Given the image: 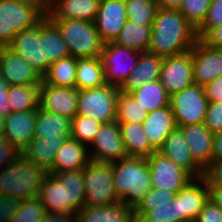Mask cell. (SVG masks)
I'll list each match as a JSON object with an SVG mask.
<instances>
[{"instance_id":"e0dca14e","label":"cell","mask_w":222,"mask_h":222,"mask_svg":"<svg viewBox=\"0 0 222 222\" xmlns=\"http://www.w3.org/2000/svg\"><path fill=\"white\" fill-rule=\"evenodd\" d=\"M127 20L125 0H101L94 24L102 42H114Z\"/></svg>"},{"instance_id":"603a6c76","label":"cell","mask_w":222,"mask_h":222,"mask_svg":"<svg viewBox=\"0 0 222 222\" xmlns=\"http://www.w3.org/2000/svg\"><path fill=\"white\" fill-rule=\"evenodd\" d=\"M142 124L148 142L156 151L163 146L166 137L177 127L170 105L149 112Z\"/></svg>"},{"instance_id":"7dc6e473","label":"cell","mask_w":222,"mask_h":222,"mask_svg":"<svg viewBox=\"0 0 222 222\" xmlns=\"http://www.w3.org/2000/svg\"><path fill=\"white\" fill-rule=\"evenodd\" d=\"M22 154L7 139L0 137V170L9 166Z\"/></svg>"},{"instance_id":"9f6ffc18","label":"cell","mask_w":222,"mask_h":222,"mask_svg":"<svg viewBox=\"0 0 222 222\" xmlns=\"http://www.w3.org/2000/svg\"><path fill=\"white\" fill-rule=\"evenodd\" d=\"M222 161V131L214 134L213 139V160L212 162Z\"/></svg>"},{"instance_id":"f5cc1de1","label":"cell","mask_w":222,"mask_h":222,"mask_svg":"<svg viewBox=\"0 0 222 222\" xmlns=\"http://www.w3.org/2000/svg\"><path fill=\"white\" fill-rule=\"evenodd\" d=\"M204 177L208 185H222V161L212 162L205 170Z\"/></svg>"},{"instance_id":"4316f807","label":"cell","mask_w":222,"mask_h":222,"mask_svg":"<svg viewBox=\"0 0 222 222\" xmlns=\"http://www.w3.org/2000/svg\"><path fill=\"white\" fill-rule=\"evenodd\" d=\"M90 161L88 146L69 137L56 153L53 172L80 170Z\"/></svg>"},{"instance_id":"f907efd6","label":"cell","mask_w":222,"mask_h":222,"mask_svg":"<svg viewBox=\"0 0 222 222\" xmlns=\"http://www.w3.org/2000/svg\"><path fill=\"white\" fill-rule=\"evenodd\" d=\"M194 222H222V209L209 199Z\"/></svg>"},{"instance_id":"7bdbcfd3","label":"cell","mask_w":222,"mask_h":222,"mask_svg":"<svg viewBox=\"0 0 222 222\" xmlns=\"http://www.w3.org/2000/svg\"><path fill=\"white\" fill-rule=\"evenodd\" d=\"M46 213L39 197L22 200L20 208L9 222H40Z\"/></svg>"},{"instance_id":"7c38bea8","label":"cell","mask_w":222,"mask_h":222,"mask_svg":"<svg viewBox=\"0 0 222 222\" xmlns=\"http://www.w3.org/2000/svg\"><path fill=\"white\" fill-rule=\"evenodd\" d=\"M88 151L90 159L95 162L112 163L127 157L119 123L102 124Z\"/></svg>"},{"instance_id":"4fadbf2b","label":"cell","mask_w":222,"mask_h":222,"mask_svg":"<svg viewBox=\"0 0 222 222\" xmlns=\"http://www.w3.org/2000/svg\"><path fill=\"white\" fill-rule=\"evenodd\" d=\"M209 200L206 178H194L176 193L177 216L181 222H194Z\"/></svg>"},{"instance_id":"6f0895ef","label":"cell","mask_w":222,"mask_h":222,"mask_svg":"<svg viewBox=\"0 0 222 222\" xmlns=\"http://www.w3.org/2000/svg\"><path fill=\"white\" fill-rule=\"evenodd\" d=\"M209 199L222 209V185H208Z\"/></svg>"},{"instance_id":"1f68e13d","label":"cell","mask_w":222,"mask_h":222,"mask_svg":"<svg viewBox=\"0 0 222 222\" xmlns=\"http://www.w3.org/2000/svg\"><path fill=\"white\" fill-rule=\"evenodd\" d=\"M105 83V72L100 56L77 58L75 87L79 91L93 89Z\"/></svg>"},{"instance_id":"9a60e30c","label":"cell","mask_w":222,"mask_h":222,"mask_svg":"<svg viewBox=\"0 0 222 222\" xmlns=\"http://www.w3.org/2000/svg\"><path fill=\"white\" fill-rule=\"evenodd\" d=\"M78 95L76 87L48 85L42 80L39 107L73 119L77 115Z\"/></svg>"},{"instance_id":"681fc988","label":"cell","mask_w":222,"mask_h":222,"mask_svg":"<svg viewBox=\"0 0 222 222\" xmlns=\"http://www.w3.org/2000/svg\"><path fill=\"white\" fill-rule=\"evenodd\" d=\"M222 25V0H211L207 17L199 28H214Z\"/></svg>"},{"instance_id":"30bf717a","label":"cell","mask_w":222,"mask_h":222,"mask_svg":"<svg viewBox=\"0 0 222 222\" xmlns=\"http://www.w3.org/2000/svg\"><path fill=\"white\" fill-rule=\"evenodd\" d=\"M151 172V188L177 193L194 178L183 168L156 151L147 158Z\"/></svg>"},{"instance_id":"b9f144b4","label":"cell","mask_w":222,"mask_h":222,"mask_svg":"<svg viewBox=\"0 0 222 222\" xmlns=\"http://www.w3.org/2000/svg\"><path fill=\"white\" fill-rule=\"evenodd\" d=\"M211 0H183L181 14L197 30L205 21Z\"/></svg>"},{"instance_id":"7a4b0ae2","label":"cell","mask_w":222,"mask_h":222,"mask_svg":"<svg viewBox=\"0 0 222 222\" xmlns=\"http://www.w3.org/2000/svg\"><path fill=\"white\" fill-rule=\"evenodd\" d=\"M112 175L117 197L132 209L151 189V172L146 158L127 156L112 162Z\"/></svg>"},{"instance_id":"db71d44e","label":"cell","mask_w":222,"mask_h":222,"mask_svg":"<svg viewBox=\"0 0 222 222\" xmlns=\"http://www.w3.org/2000/svg\"><path fill=\"white\" fill-rule=\"evenodd\" d=\"M8 89L9 84L7 81L1 76L0 73V115L8 116L12 111L11 107L8 104Z\"/></svg>"},{"instance_id":"94428289","label":"cell","mask_w":222,"mask_h":222,"mask_svg":"<svg viewBox=\"0 0 222 222\" xmlns=\"http://www.w3.org/2000/svg\"><path fill=\"white\" fill-rule=\"evenodd\" d=\"M4 124H5V117L0 115V137L4 136Z\"/></svg>"},{"instance_id":"ee69618b","label":"cell","mask_w":222,"mask_h":222,"mask_svg":"<svg viewBox=\"0 0 222 222\" xmlns=\"http://www.w3.org/2000/svg\"><path fill=\"white\" fill-rule=\"evenodd\" d=\"M136 222H181L177 216L176 194L167 206L153 207L146 211Z\"/></svg>"},{"instance_id":"c3c4849f","label":"cell","mask_w":222,"mask_h":222,"mask_svg":"<svg viewBox=\"0 0 222 222\" xmlns=\"http://www.w3.org/2000/svg\"><path fill=\"white\" fill-rule=\"evenodd\" d=\"M21 202L19 198L0 196V222H9L20 208Z\"/></svg>"},{"instance_id":"816d5d0a","label":"cell","mask_w":222,"mask_h":222,"mask_svg":"<svg viewBox=\"0 0 222 222\" xmlns=\"http://www.w3.org/2000/svg\"><path fill=\"white\" fill-rule=\"evenodd\" d=\"M205 96L209 102L222 100V75L204 86Z\"/></svg>"},{"instance_id":"5b68a950","label":"cell","mask_w":222,"mask_h":222,"mask_svg":"<svg viewBox=\"0 0 222 222\" xmlns=\"http://www.w3.org/2000/svg\"><path fill=\"white\" fill-rule=\"evenodd\" d=\"M46 15L36 6L18 0L0 1V47H8L14 36L38 25Z\"/></svg>"},{"instance_id":"44dd1931","label":"cell","mask_w":222,"mask_h":222,"mask_svg":"<svg viewBox=\"0 0 222 222\" xmlns=\"http://www.w3.org/2000/svg\"><path fill=\"white\" fill-rule=\"evenodd\" d=\"M193 160L205 171L213 160L214 134L203 124L179 127Z\"/></svg>"},{"instance_id":"ab89813d","label":"cell","mask_w":222,"mask_h":222,"mask_svg":"<svg viewBox=\"0 0 222 222\" xmlns=\"http://www.w3.org/2000/svg\"><path fill=\"white\" fill-rule=\"evenodd\" d=\"M101 123L92 118L76 115L72 119L71 138L89 146L100 130Z\"/></svg>"},{"instance_id":"ac0fdd59","label":"cell","mask_w":222,"mask_h":222,"mask_svg":"<svg viewBox=\"0 0 222 222\" xmlns=\"http://www.w3.org/2000/svg\"><path fill=\"white\" fill-rule=\"evenodd\" d=\"M0 73L9 85H41L42 76L8 47H0Z\"/></svg>"},{"instance_id":"f546056e","label":"cell","mask_w":222,"mask_h":222,"mask_svg":"<svg viewBox=\"0 0 222 222\" xmlns=\"http://www.w3.org/2000/svg\"><path fill=\"white\" fill-rule=\"evenodd\" d=\"M65 142L66 141H44L42 137H33L22 154L30 162L51 174L53 173L56 153Z\"/></svg>"},{"instance_id":"d6a6232c","label":"cell","mask_w":222,"mask_h":222,"mask_svg":"<svg viewBox=\"0 0 222 222\" xmlns=\"http://www.w3.org/2000/svg\"><path fill=\"white\" fill-rule=\"evenodd\" d=\"M51 174L66 187L68 209L73 213L80 211L84 206V168Z\"/></svg>"},{"instance_id":"8992f818","label":"cell","mask_w":222,"mask_h":222,"mask_svg":"<svg viewBox=\"0 0 222 222\" xmlns=\"http://www.w3.org/2000/svg\"><path fill=\"white\" fill-rule=\"evenodd\" d=\"M119 201L113 184L112 163L91 160L84 167V206L100 207Z\"/></svg>"},{"instance_id":"83f0119b","label":"cell","mask_w":222,"mask_h":222,"mask_svg":"<svg viewBox=\"0 0 222 222\" xmlns=\"http://www.w3.org/2000/svg\"><path fill=\"white\" fill-rule=\"evenodd\" d=\"M119 128L127 156L147 159L156 152L147 140L143 124L119 123Z\"/></svg>"},{"instance_id":"2e32d148","label":"cell","mask_w":222,"mask_h":222,"mask_svg":"<svg viewBox=\"0 0 222 222\" xmlns=\"http://www.w3.org/2000/svg\"><path fill=\"white\" fill-rule=\"evenodd\" d=\"M191 51L194 84L204 87L222 75V49L208 47L197 39Z\"/></svg>"},{"instance_id":"11a10c76","label":"cell","mask_w":222,"mask_h":222,"mask_svg":"<svg viewBox=\"0 0 222 222\" xmlns=\"http://www.w3.org/2000/svg\"><path fill=\"white\" fill-rule=\"evenodd\" d=\"M40 222H76V213H50L46 212Z\"/></svg>"},{"instance_id":"f35d334b","label":"cell","mask_w":222,"mask_h":222,"mask_svg":"<svg viewBox=\"0 0 222 222\" xmlns=\"http://www.w3.org/2000/svg\"><path fill=\"white\" fill-rule=\"evenodd\" d=\"M127 19L152 26L158 9L154 0H125Z\"/></svg>"},{"instance_id":"f1b7e54d","label":"cell","mask_w":222,"mask_h":222,"mask_svg":"<svg viewBox=\"0 0 222 222\" xmlns=\"http://www.w3.org/2000/svg\"><path fill=\"white\" fill-rule=\"evenodd\" d=\"M44 75L52 63L70 56L68 45L58 28L47 18L43 19Z\"/></svg>"},{"instance_id":"680465c9","label":"cell","mask_w":222,"mask_h":222,"mask_svg":"<svg viewBox=\"0 0 222 222\" xmlns=\"http://www.w3.org/2000/svg\"><path fill=\"white\" fill-rule=\"evenodd\" d=\"M157 7L163 10H180L183 0H154Z\"/></svg>"},{"instance_id":"e575fe53","label":"cell","mask_w":222,"mask_h":222,"mask_svg":"<svg viewBox=\"0 0 222 222\" xmlns=\"http://www.w3.org/2000/svg\"><path fill=\"white\" fill-rule=\"evenodd\" d=\"M151 30L152 26L127 20L114 43L138 52H147L151 41Z\"/></svg>"},{"instance_id":"bcb514c9","label":"cell","mask_w":222,"mask_h":222,"mask_svg":"<svg viewBox=\"0 0 222 222\" xmlns=\"http://www.w3.org/2000/svg\"><path fill=\"white\" fill-rule=\"evenodd\" d=\"M197 38L206 46L222 49V25L214 28H198Z\"/></svg>"},{"instance_id":"d6986e66","label":"cell","mask_w":222,"mask_h":222,"mask_svg":"<svg viewBox=\"0 0 222 222\" xmlns=\"http://www.w3.org/2000/svg\"><path fill=\"white\" fill-rule=\"evenodd\" d=\"M37 110L11 112L5 116L4 138L23 152L34 137Z\"/></svg>"},{"instance_id":"ba28073f","label":"cell","mask_w":222,"mask_h":222,"mask_svg":"<svg viewBox=\"0 0 222 222\" xmlns=\"http://www.w3.org/2000/svg\"><path fill=\"white\" fill-rule=\"evenodd\" d=\"M208 99L204 87L193 84L170 96V106L176 126L198 125L205 122Z\"/></svg>"},{"instance_id":"836d02e7","label":"cell","mask_w":222,"mask_h":222,"mask_svg":"<svg viewBox=\"0 0 222 222\" xmlns=\"http://www.w3.org/2000/svg\"><path fill=\"white\" fill-rule=\"evenodd\" d=\"M129 94L148 113L170 105V96L159 80L146 83Z\"/></svg>"},{"instance_id":"8d00e7d4","label":"cell","mask_w":222,"mask_h":222,"mask_svg":"<svg viewBox=\"0 0 222 222\" xmlns=\"http://www.w3.org/2000/svg\"><path fill=\"white\" fill-rule=\"evenodd\" d=\"M77 58L67 56L52 63L42 80L53 86L75 87Z\"/></svg>"},{"instance_id":"60d3db41","label":"cell","mask_w":222,"mask_h":222,"mask_svg":"<svg viewBox=\"0 0 222 222\" xmlns=\"http://www.w3.org/2000/svg\"><path fill=\"white\" fill-rule=\"evenodd\" d=\"M175 193L164 189L151 188L133 209L136 221L146 212L153 210V207L167 206L174 198Z\"/></svg>"},{"instance_id":"8fae6325","label":"cell","mask_w":222,"mask_h":222,"mask_svg":"<svg viewBox=\"0 0 222 222\" xmlns=\"http://www.w3.org/2000/svg\"><path fill=\"white\" fill-rule=\"evenodd\" d=\"M159 81L169 96L194 84L192 51L164 57Z\"/></svg>"},{"instance_id":"74e56055","label":"cell","mask_w":222,"mask_h":222,"mask_svg":"<svg viewBox=\"0 0 222 222\" xmlns=\"http://www.w3.org/2000/svg\"><path fill=\"white\" fill-rule=\"evenodd\" d=\"M147 114L148 112L129 93L119 92L116 108V121L118 123L142 124Z\"/></svg>"},{"instance_id":"cb8c5ba5","label":"cell","mask_w":222,"mask_h":222,"mask_svg":"<svg viewBox=\"0 0 222 222\" xmlns=\"http://www.w3.org/2000/svg\"><path fill=\"white\" fill-rule=\"evenodd\" d=\"M72 119L40 107L37 109L34 137L44 141H67L71 136Z\"/></svg>"},{"instance_id":"484cf974","label":"cell","mask_w":222,"mask_h":222,"mask_svg":"<svg viewBox=\"0 0 222 222\" xmlns=\"http://www.w3.org/2000/svg\"><path fill=\"white\" fill-rule=\"evenodd\" d=\"M76 222H136L133 209L121 201L114 204L87 207L76 213Z\"/></svg>"},{"instance_id":"d590c367","label":"cell","mask_w":222,"mask_h":222,"mask_svg":"<svg viewBox=\"0 0 222 222\" xmlns=\"http://www.w3.org/2000/svg\"><path fill=\"white\" fill-rule=\"evenodd\" d=\"M7 97L12 112L37 110L40 85H9Z\"/></svg>"},{"instance_id":"277c9868","label":"cell","mask_w":222,"mask_h":222,"mask_svg":"<svg viewBox=\"0 0 222 222\" xmlns=\"http://www.w3.org/2000/svg\"><path fill=\"white\" fill-rule=\"evenodd\" d=\"M68 45L70 56L93 58L101 55L103 45L94 22L82 20H50Z\"/></svg>"},{"instance_id":"9c48e42d","label":"cell","mask_w":222,"mask_h":222,"mask_svg":"<svg viewBox=\"0 0 222 222\" xmlns=\"http://www.w3.org/2000/svg\"><path fill=\"white\" fill-rule=\"evenodd\" d=\"M140 53L114 42L104 44L100 58L105 72V82L121 88L136 67Z\"/></svg>"},{"instance_id":"4dcf8cb0","label":"cell","mask_w":222,"mask_h":222,"mask_svg":"<svg viewBox=\"0 0 222 222\" xmlns=\"http://www.w3.org/2000/svg\"><path fill=\"white\" fill-rule=\"evenodd\" d=\"M38 197L45 211L50 213L71 212L68 209L67 192L64 183H60L52 174H48L40 187Z\"/></svg>"},{"instance_id":"3957f363","label":"cell","mask_w":222,"mask_h":222,"mask_svg":"<svg viewBox=\"0 0 222 222\" xmlns=\"http://www.w3.org/2000/svg\"><path fill=\"white\" fill-rule=\"evenodd\" d=\"M49 173L21 154L0 170V196L25 200L37 197Z\"/></svg>"},{"instance_id":"ffe728a7","label":"cell","mask_w":222,"mask_h":222,"mask_svg":"<svg viewBox=\"0 0 222 222\" xmlns=\"http://www.w3.org/2000/svg\"><path fill=\"white\" fill-rule=\"evenodd\" d=\"M178 166L188 172L193 178L204 176L205 171L193 160L190 149L185 142L182 130L176 127L165 139L158 150Z\"/></svg>"},{"instance_id":"5bb4252c","label":"cell","mask_w":222,"mask_h":222,"mask_svg":"<svg viewBox=\"0 0 222 222\" xmlns=\"http://www.w3.org/2000/svg\"><path fill=\"white\" fill-rule=\"evenodd\" d=\"M8 48L44 76L43 20L31 29L18 32Z\"/></svg>"},{"instance_id":"6125c7cd","label":"cell","mask_w":222,"mask_h":222,"mask_svg":"<svg viewBox=\"0 0 222 222\" xmlns=\"http://www.w3.org/2000/svg\"><path fill=\"white\" fill-rule=\"evenodd\" d=\"M218 103H220V104H221V106H222V100H218Z\"/></svg>"},{"instance_id":"6da1fadb","label":"cell","mask_w":222,"mask_h":222,"mask_svg":"<svg viewBox=\"0 0 222 222\" xmlns=\"http://www.w3.org/2000/svg\"><path fill=\"white\" fill-rule=\"evenodd\" d=\"M197 39L195 28L179 10L158 8L147 52L163 58L182 54L191 50Z\"/></svg>"},{"instance_id":"91938a15","label":"cell","mask_w":222,"mask_h":222,"mask_svg":"<svg viewBox=\"0 0 222 222\" xmlns=\"http://www.w3.org/2000/svg\"><path fill=\"white\" fill-rule=\"evenodd\" d=\"M21 2L29 3L38 7L45 15L48 13L50 2L48 0H18Z\"/></svg>"},{"instance_id":"52a82bcc","label":"cell","mask_w":222,"mask_h":222,"mask_svg":"<svg viewBox=\"0 0 222 222\" xmlns=\"http://www.w3.org/2000/svg\"><path fill=\"white\" fill-rule=\"evenodd\" d=\"M119 92L120 88L108 83L79 91L77 115L92 118L101 124L116 121Z\"/></svg>"},{"instance_id":"d4e9b609","label":"cell","mask_w":222,"mask_h":222,"mask_svg":"<svg viewBox=\"0 0 222 222\" xmlns=\"http://www.w3.org/2000/svg\"><path fill=\"white\" fill-rule=\"evenodd\" d=\"M164 58L149 52H141L136 67L120 88L122 93H131L146 83L159 80Z\"/></svg>"},{"instance_id":"f6af8a7d","label":"cell","mask_w":222,"mask_h":222,"mask_svg":"<svg viewBox=\"0 0 222 222\" xmlns=\"http://www.w3.org/2000/svg\"><path fill=\"white\" fill-rule=\"evenodd\" d=\"M204 125L213 134L222 131V106L220 103H208Z\"/></svg>"},{"instance_id":"7402d4cb","label":"cell","mask_w":222,"mask_h":222,"mask_svg":"<svg viewBox=\"0 0 222 222\" xmlns=\"http://www.w3.org/2000/svg\"><path fill=\"white\" fill-rule=\"evenodd\" d=\"M101 0H53L46 17L49 20H82L94 22Z\"/></svg>"}]
</instances>
